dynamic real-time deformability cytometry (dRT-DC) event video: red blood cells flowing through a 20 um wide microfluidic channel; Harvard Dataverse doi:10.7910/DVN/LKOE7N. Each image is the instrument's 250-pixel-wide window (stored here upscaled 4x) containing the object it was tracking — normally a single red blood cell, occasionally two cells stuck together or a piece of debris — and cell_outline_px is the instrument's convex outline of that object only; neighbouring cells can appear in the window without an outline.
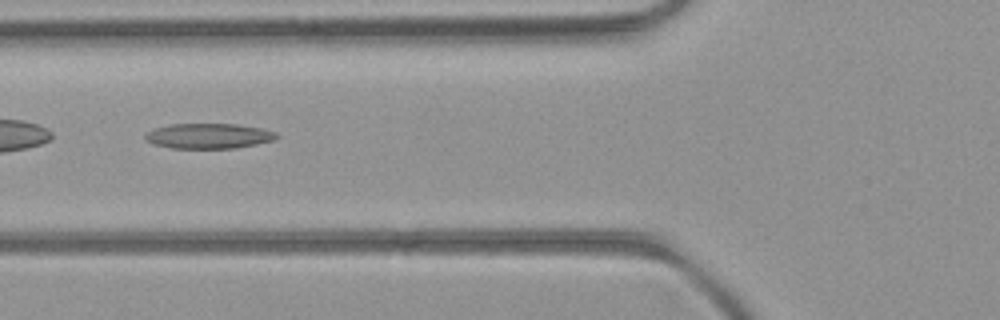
{"species": "common noctule bat (a hibernating species)", "species_latin": "Nyctalus noctula", "temperature_condition": "room temperature", "stored_images_in_passage": 40, "camera_frame_rate_fps": 3000, "um_per_image_px": 0.085, "animal": {"sex": "female", "body_mass_g": 21.9}, "frame": {"image": 1, "passage_image": 12, "time_ms": 3.667, "image_size_px": [1000, 320], "cell_outline_px": [[280, 136], [276, 140], [236, 148], [172, 148], [152, 144], [144, 140], [144, 136], [152, 128], [172, 124], [236, 124], [260, 128], [276, 132]], "centroid_in_image_um": [17.73, 11.56], "position_along_channel_um": 108.1, "area_um2": 19.42}}
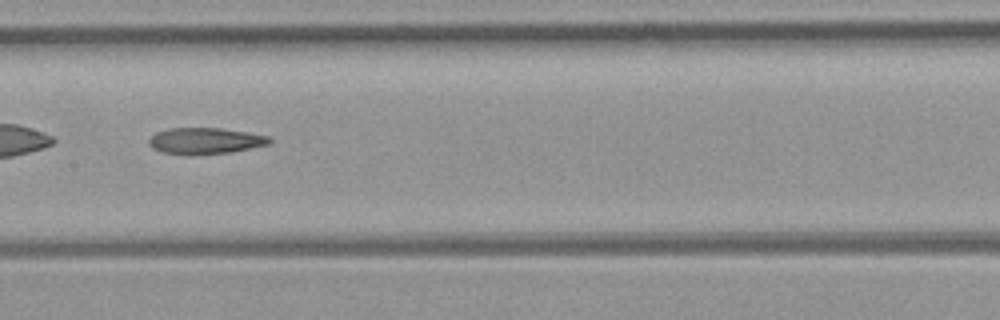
{"frame": {"image": 2, "passage_image": 18, "time_ms": 5.667, "image_size_px": [1000, 320], "cell_outline_px": [[272, 144], [232, 152], [188, 156], [164, 152], [152, 148], [148, 144], [148, 140], [156, 132], [168, 128], [220, 128], [248, 132], [268, 136], [272, 140]], "centroid_in_image_um": [17.46, 11.98], "position_along_channel_um": 189.9, "area_um2": 18.79}, "authors_computed_cell_mechanics": {"area_um2": 18.785, "velocity_mm_per_s": 4.0553, "shape_relaxation_time_tau1_ms": null, "shape_relaxation_time_tau2_ms": 5.7697, "deformation_change_tau1": null, "deformation_change_tau2": 0.1932}}